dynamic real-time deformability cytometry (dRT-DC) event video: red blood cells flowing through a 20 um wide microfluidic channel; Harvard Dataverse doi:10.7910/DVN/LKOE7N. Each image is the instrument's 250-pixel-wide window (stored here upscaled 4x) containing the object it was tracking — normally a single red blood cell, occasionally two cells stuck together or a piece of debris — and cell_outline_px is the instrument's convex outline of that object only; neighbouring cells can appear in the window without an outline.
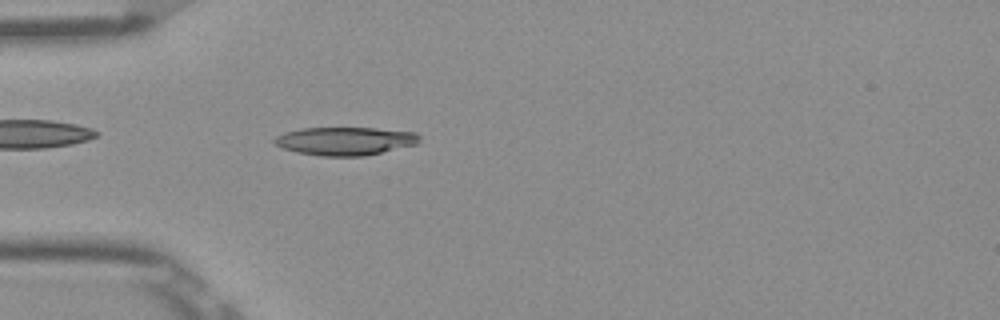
{"species": "Egyptian fruit bat (a non-hibernating species)", "species_latin": "Rousettus aegyptiacus", "temperature_condition": "room temperature", "stored_images_in_passage": 52, "camera_frame_rate_fps": 3000, "um_per_image_px": 0.085, "frame": {"image": 1, "passage_image": 15, "time_ms": 4.667, "image_size_px": [1000, 320], "cell_outline_px": [[420, 140], [416, 144], [364, 156], [320, 156], [296, 152], [280, 148], [272, 140], [276, 136], [300, 128], [376, 128], [416, 132], [420, 136]], "centroid_in_image_um": [29.32, 11.99], "position_along_channel_um": 55.7, "area_um2": 23.81}}
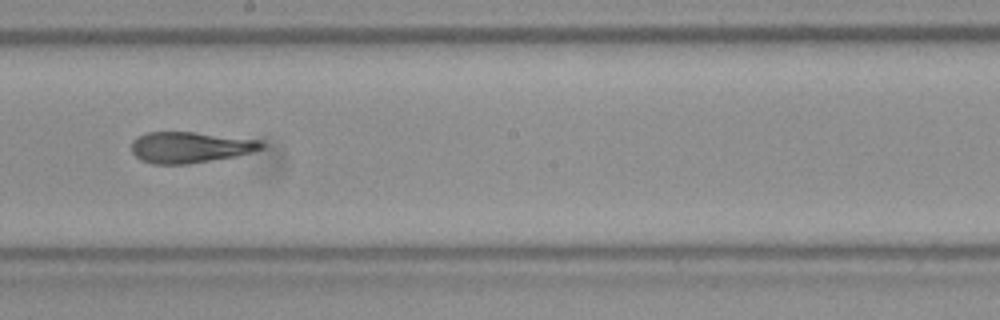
{"frame": {"image": 2, "passage_image": 29, "time_ms": 9.333, "image_size_px": [1000, 320], "cell_outline_px": [[264, 148], [236, 156], [188, 164], [152, 164], [140, 160], [132, 152], [132, 140], [136, 136], [148, 132], [196, 132], [260, 140], [264, 144]], "centroid_in_image_um": [16.13, 12.52], "position_along_channel_um": 232.1, "area_um2": 23.58}}
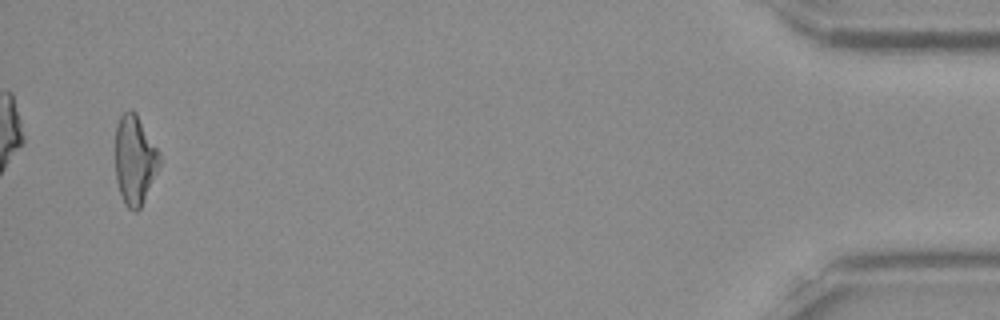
{"frame": {"image": 3, "passage_image": 50, "time_ms": 16.333, "image_size_px": [1000, 320], "cell_outline_px": [[160, 164], [140, 208], [136, 212], [128, 208], [124, 204], [116, 180], [116, 124], [120, 116], [128, 108], [132, 108], [136, 112], [160, 152]], "centroid_in_image_um": [11.45, 13.55], "position_along_channel_um": 423.7, "area_um2": 23.0}, "authors_computed_cell_mechanics": {"area_um2": 23.2356, "velocity_mm_per_s": 3.9036, "shape_relaxation_time_tau1_ms": null, "shape_relaxation_time_tau2_ms": 3.0425, "deformation_change_tau1": null, "deformation_change_tau2": 0.1209}}